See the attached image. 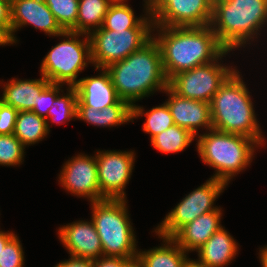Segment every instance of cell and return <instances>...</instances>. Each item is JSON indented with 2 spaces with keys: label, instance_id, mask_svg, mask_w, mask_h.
I'll list each match as a JSON object with an SVG mask.
<instances>
[{
  "label": "cell",
  "instance_id": "6da1fadb",
  "mask_svg": "<svg viewBox=\"0 0 267 267\" xmlns=\"http://www.w3.org/2000/svg\"><path fill=\"white\" fill-rule=\"evenodd\" d=\"M159 28L158 43L163 70L168 81L176 74L215 61L226 49L217 40L210 25L202 27Z\"/></svg>",
  "mask_w": 267,
  "mask_h": 267
},
{
  "label": "cell",
  "instance_id": "7a4b0ae2",
  "mask_svg": "<svg viewBox=\"0 0 267 267\" xmlns=\"http://www.w3.org/2000/svg\"><path fill=\"white\" fill-rule=\"evenodd\" d=\"M106 69L119 98L131 106L154 91L163 92L168 87L160 47L154 38L140 50Z\"/></svg>",
  "mask_w": 267,
  "mask_h": 267
},
{
  "label": "cell",
  "instance_id": "3957f363",
  "mask_svg": "<svg viewBox=\"0 0 267 267\" xmlns=\"http://www.w3.org/2000/svg\"><path fill=\"white\" fill-rule=\"evenodd\" d=\"M210 110L212 129L255 139L260 146L264 144L249 91L238 70L215 93Z\"/></svg>",
  "mask_w": 267,
  "mask_h": 267
},
{
  "label": "cell",
  "instance_id": "277c9868",
  "mask_svg": "<svg viewBox=\"0 0 267 267\" xmlns=\"http://www.w3.org/2000/svg\"><path fill=\"white\" fill-rule=\"evenodd\" d=\"M265 22L267 0H213L210 27L226 50L243 47Z\"/></svg>",
  "mask_w": 267,
  "mask_h": 267
},
{
  "label": "cell",
  "instance_id": "5b68a950",
  "mask_svg": "<svg viewBox=\"0 0 267 267\" xmlns=\"http://www.w3.org/2000/svg\"><path fill=\"white\" fill-rule=\"evenodd\" d=\"M198 135L197 151L202 161L217 172L211 178L228 185L229 180L252 162L254 147L260 144L252 138L210 129Z\"/></svg>",
  "mask_w": 267,
  "mask_h": 267
},
{
  "label": "cell",
  "instance_id": "8992f818",
  "mask_svg": "<svg viewBox=\"0 0 267 267\" xmlns=\"http://www.w3.org/2000/svg\"><path fill=\"white\" fill-rule=\"evenodd\" d=\"M124 199L91 202L92 222L100 237L103 256L136 259V239Z\"/></svg>",
  "mask_w": 267,
  "mask_h": 267
},
{
  "label": "cell",
  "instance_id": "52a82bcc",
  "mask_svg": "<svg viewBox=\"0 0 267 267\" xmlns=\"http://www.w3.org/2000/svg\"><path fill=\"white\" fill-rule=\"evenodd\" d=\"M84 35L86 38L79 40ZM62 36L67 39L54 46L42 60L41 76L50 83L74 87L79 81L76 80L79 72L92 63L90 38L85 33L72 31H65Z\"/></svg>",
  "mask_w": 267,
  "mask_h": 267
},
{
  "label": "cell",
  "instance_id": "ba28073f",
  "mask_svg": "<svg viewBox=\"0 0 267 267\" xmlns=\"http://www.w3.org/2000/svg\"><path fill=\"white\" fill-rule=\"evenodd\" d=\"M151 30L152 28H132L113 31L103 27L92 30L89 34L91 59L96 70L107 68L140 50L153 38Z\"/></svg>",
  "mask_w": 267,
  "mask_h": 267
},
{
  "label": "cell",
  "instance_id": "9c48e42d",
  "mask_svg": "<svg viewBox=\"0 0 267 267\" xmlns=\"http://www.w3.org/2000/svg\"><path fill=\"white\" fill-rule=\"evenodd\" d=\"M230 50H225L215 61L174 75L168 87L178 96L210 104L220 86L236 70L218 63Z\"/></svg>",
  "mask_w": 267,
  "mask_h": 267
},
{
  "label": "cell",
  "instance_id": "30bf717a",
  "mask_svg": "<svg viewBox=\"0 0 267 267\" xmlns=\"http://www.w3.org/2000/svg\"><path fill=\"white\" fill-rule=\"evenodd\" d=\"M226 183L209 178L202 186L193 190L177 204L155 229L159 237L171 238L181 227L200 215L217 210L214 201L226 187Z\"/></svg>",
  "mask_w": 267,
  "mask_h": 267
},
{
  "label": "cell",
  "instance_id": "8fae6325",
  "mask_svg": "<svg viewBox=\"0 0 267 267\" xmlns=\"http://www.w3.org/2000/svg\"><path fill=\"white\" fill-rule=\"evenodd\" d=\"M135 155L132 151H99L96 154L98 183L105 199H124Z\"/></svg>",
  "mask_w": 267,
  "mask_h": 267
},
{
  "label": "cell",
  "instance_id": "7c38bea8",
  "mask_svg": "<svg viewBox=\"0 0 267 267\" xmlns=\"http://www.w3.org/2000/svg\"><path fill=\"white\" fill-rule=\"evenodd\" d=\"M59 180L62 187L75 196L87 197L91 202L105 199L99 189L96 156L79 154L68 160Z\"/></svg>",
  "mask_w": 267,
  "mask_h": 267
},
{
  "label": "cell",
  "instance_id": "4fadbf2b",
  "mask_svg": "<svg viewBox=\"0 0 267 267\" xmlns=\"http://www.w3.org/2000/svg\"><path fill=\"white\" fill-rule=\"evenodd\" d=\"M213 0H170L153 18L154 26L202 27L210 25Z\"/></svg>",
  "mask_w": 267,
  "mask_h": 267
},
{
  "label": "cell",
  "instance_id": "5bb4252c",
  "mask_svg": "<svg viewBox=\"0 0 267 267\" xmlns=\"http://www.w3.org/2000/svg\"><path fill=\"white\" fill-rule=\"evenodd\" d=\"M12 44L16 43L14 32L25 25L44 31L49 36H61L65 32L58 24L44 0H16L11 5Z\"/></svg>",
  "mask_w": 267,
  "mask_h": 267
},
{
  "label": "cell",
  "instance_id": "9a60e30c",
  "mask_svg": "<svg viewBox=\"0 0 267 267\" xmlns=\"http://www.w3.org/2000/svg\"><path fill=\"white\" fill-rule=\"evenodd\" d=\"M58 235L70 256L93 260L103 256L101 240L92 220L59 227Z\"/></svg>",
  "mask_w": 267,
  "mask_h": 267
},
{
  "label": "cell",
  "instance_id": "2e32d148",
  "mask_svg": "<svg viewBox=\"0 0 267 267\" xmlns=\"http://www.w3.org/2000/svg\"><path fill=\"white\" fill-rule=\"evenodd\" d=\"M169 94L165 102L170 109L175 125L187 129L197 137L198 129H212L210 104L178 96L169 87L164 90Z\"/></svg>",
  "mask_w": 267,
  "mask_h": 267
},
{
  "label": "cell",
  "instance_id": "e0dca14e",
  "mask_svg": "<svg viewBox=\"0 0 267 267\" xmlns=\"http://www.w3.org/2000/svg\"><path fill=\"white\" fill-rule=\"evenodd\" d=\"M102 73L95 77L79 79L74 86L77 91V106H90L95 110L112 104H129L121 100L106 68H101Z\"/></svg>",
  "mask_w": 267,
  "mask_h": 267
},
{
  "label": "cell",
  "instance_id": "ac0fdd59",
  "mask_svg": "<svg viewBox=\"0 0 267 267\" xmlns=\"http://www.w3.org/2000/svg\"><path fill=\"white\" fill-rule=\"evenodd\" d=\"M221 208L200 215L181 227L171 238L187 253L197 251L222 225Z\"/></svg>",
  "mask_w": 267,
  "mask_h": 267
},
{
  "label": "cell",
  "instance_id": "d6986e66",
  "mask_svg": "<svg viewBox=\"0 0 267 267\" xmlns=\"http://www.w3.org/2000/svg\"><path fill=\"white\" fill-rule=\"evenodd\" d=\"M50 84L42 76L40 79L17 80L12 79L4 85L2 98L6 105L18 111H31L37 104L38 95Z\"/></svg>",
  "mask_w": 267,
  "mask_h": 267
},
{
  "label": "cell",
  "instance_id": "ffe728a7",
  "mask_svg": "<svg viewBox=\"0 0 267 267\" xmlns=\"http://www.w3.org/2000/svg\"><path fill=\"white\" fill-rule=\"evenodd\" d=\"M238 244L233 237L221 227L198 250L199 262L208 267H223L235 258Z\"/></svg>",
  "mask_w": 267,
  "mask_h": 267
},
{
  "label": "cell",
  "instance_id": "44dd1931",
  "mask_svg": "<svg viewBox=\"0 0 267 267\" xmlns=\"http://www.w3.org/2000/svg\"><path fill=\"white\" fill-rule=\"evenodd\" d=\"M165 244L148 251H138L143 267H184L187 253L172 238L160 237Z\"/></svg>",
  "mask_w": 267,
  "mask_h": 267
},
{
  "label": "cell",
  "instance_id": "7402d4cb",
  "mask_svg": "<svg viewBox=\"0 0 267 267\" xmlns=\"http://www.w3.org/2000/svg\"><path fill=\"white\" fill-rule=\"evenodd\" d=\"M77 119L101 127H113L132 120V106L130 104H112L102 110L92 109L90 106H77Z\"/></svg>",
  "mask_w": 267,
  "mask_h": 267
},
{
  "label": "cell",
  "instance_id": "603a6c76",
  "mask_svg": "<svg viewBox=\"0 0 267 267\" xmlns=\"http://www.w3.org/2000/svg\"><path fill=\"white\" fill-rule=\"evenodd\" d=\"M146 17L137 18L134 11L125 2H112L105 15L102 27L107 30H127L132 28H153V18L147 13Z\"/></svg>",
  "mask_w": 267,
  "mask_h": 267
},
{
  "label": "cell",
  "instance_id": "cb8c5ba5",
  "mask_svg": "<svg viewBox=\"0 0 267 267\" xmlns=\"http://www.w3.org/2000/svg\"><path fill=\"white\" fill-rule=\"evenodd\" d=\"M111 3L112 0H79L76 32L89 35L91 30L101 28Z\"/></svg>",
  "mask_w": 267,
  "mask_h": 267
},
{
  "label": "cell",
  "instance_id": "d4e9b609",
  "mask_svg": "<svg viewBox=\"0 0 267 267\" xmlns=\"http://www.w3.org/2000/svg\"><path fill=\"white\" fill-rule=\"evenodd\" d=\"M49 134L46 119L31 111H19L14 135L26 147L42 141Z\"/></svg>",
  "mask_w": 267,
  "mask_h": 267
},
{
  "label": "cell",
  "instance_id": "484cf974",
  "mask_svg": "<svg viewBox=\"0 0 267 267\" xmlns=\"http://www.w3.org/2000/svg\"><path fill=\"white\" fill-rule=\"evenodd\" d=\"M195 136L187 129L173 125L154 136L151 144L162 153H176L184 151L194 140Z\"/></svg>",
  "mask_w": 267,
  "mask_h": 267
},
{
  "label": "cell",
  "instance_id": "4316f807",
  "mask_svg": "<svg viewBox=\"0 0 267 267\" xmlns=\"http://www.w3.org/2000/svg\"><path fill=\"white\" fill-rule=\"evenodd\" d=\"M143 111V107L134 104L132 106V119L145 114L147 118L143 124V131L150 134L151 139L174 125L173 117L166 103L153 107L149 112L144 113Z\"/></svg>",
  "mask_w": 267,
  "mask_h": 267
},
{
  "label": "cell",
  "instance_id": "83f0119b",
  "mask_svg": "<svg viewBox=\"0 0 267 267\" xmlns=\"http://www.w3.org/2000/svg\"><path fill=\"white\" fill-rule=\"evenodd\" d=\"M67 94L59 96L58 94L48 111L46 118L47 129H49L48 119L50 118L52 123L62 124L63 122L77 119V91L75 87H68Z\"/></svg>",
  "mask_w": 267,
  "mask_h": 267
},
{
  "label": "cell",
  "instance_id": "f1b7e54d",
  "mask_svg": "<svg viewBox=\"0 0 267 267\" xmlns=\"http://www.w3.org/2000/svg\"><path fill=\"white\" fill-rule=\"evenodd\" d=\"M64 31L76 32L79 0H44Z\"/></svg>",
  "mask_w": 267,
  "mask_h": 267
},
{
  "label": "cell",
  "instance_id": "f546056e",
  "mask_svg": "<svg viewBox=\"0 0 267 267\" xmlns=\"http://www.w3.org/2000/svg\"><path fill=\"white\" fill-rule=\"evenodd\" d=\"M25 146L14 134L0 135V165L15 166L21 164Z\"/></svg>",
  "mask_w": 267,
  "mask_h": 267
},
{
  "label": "cell",
  "instance_id": "4dcf8cb0",
  "mask_svg": "<svg viewBox=\"0 0 267 267\" xmlns=\"http://www.w3.org/2000/svg\"><path fill=\"white\" fill-rule=\"evenodd\" d=\"M24 252L19 238L15 235L0 254V267H23Z\"/></svg>",
  "mask_w": 267,
  "mask_h": 267
},
{
  "label": "cell",
  "instance_id": "1f68e13d",
  "mask_svg": "<svg viewBox=\"0 0 267 267\" xmlns=\"http://www.w3.org/2000/svg\"><path fill=\"white\" fill-rule=\"evenodd\" d=\"M62 84L50 83L39 95L37 104L33 107L31 112L36 113L38 116L46 119L48 111L52 106L56 96L60 93Z\"/></svg>",
  "mask_w": 267,
  "mask_h": 267
},
{
  "label": "cell",
  "instance_id": "d6a6232c",
  "mask_svg": "<svg viewBox=\"0 0 267 267\" xmlns=\"http://www.w3.org/2000/svg\"><path fill=\"white\" fill-rule=\"evenodd\" d=\"M18 112L0 100V135L14 134Z\"/></svg>",
  "mask_w": 267,
  "mask_h": 267
},
{
  "label": "cell",
  "instance_id": "836d02e7",
  "mask_svg": "<svg viewBox=\"0 0 267 267\" xmlns=\"http://www.w3.org/2000/svg\"><path fill=\"white\" fill-rule=\"evenodd\" d=\"M12 11L11 5L0 0V30L9 38L12 44Z\"/></svg>",
  "mask_w": 267,
  "mask_h": 267
},
{
  "label": "cell",
  "instance_id": "e575fe53",
  "mask_svg": "<svg viewBox=\"0 0 267 267\" xmlns=\"http://www.w3.org/2000/svg\"><path fill=\"white\" fill-rule=\"evenodd\" d=\"M133 259L122 257L102 256L94 260L93 267H125Z\"/></svg>",
  "mask_w": 267,
  "mask_h": 267
},
{
  "label": "cell",
  "instance_id": "d590c367",
  "mask_svg": "<svg viewBox=\"0 0 267 267\" xmlns=\"http://www.w3.org/2000/svg\"><path fill=\"white\" fill-rule=\"evenodd\" d=\"M69 260L58 263L54 267H93L94 260L70 256Z\"/></svg>",
  "mask_w": 267,
  "mask_h": 267
},
{
  "label": "cell",
  "instance_id": "8d00e7d4",
  "mask_svg": "<svg viewBox=\"0 0 267 267\" xmlns=\"http://www.w3.org/2000/svg\"><path fill=\"white\" fill-rule=\"evenodd\" d=\"M169 2L170 0H148L146 13L154 18Z\"/></svg>",
  "mask_w": 267,
  "mask_h": 267
},
{
  "label": "cell",
  "instance_id": "74e56055",
  "mask_svg": "<svg viewBox=\"0 0 267 267\" xmlns=\"http://www.w3.org/2000/svg\"><path fill=\"white\" fill-rule=\"evenodd\" d=\"M15 236L13 232L0 231V254L6 244Z\"/></svg>",
  "mask_w": 267,
  "mask_h": 267
},
{
  "label": "cell",
  "instance_id": "f35d334b",
  "mask_svg": "<svg viewBox=\"0 0 267 267\" xmlns=\"http://www.w3.org/2000/svg\"><path fill=\"white\" fill-rule=\"evenodd\" d=\"M260 263L262 264V267H267V245L264 248H261L260 250Z\"/></svg>",
  "mask_w": 267,
  "mask_h": 267
},
{
  "label": "cell",
  "instance_id": "ab89813d",
  "mask_svg": "<svg viewBox=\"0 0 267 267\" xmlns=\"http://www.w3.org/2000/svg\"><path fill=\"white\" fill-rule=\"evenodd\" d=\"M184 267H208V266L200 263L198 260L194 261L188 258Z\"/></svg>",
  "mask_w": 267,
  "mask_h": 267
},
{
  "label": "cell",
  "instance_id": "60d3db41",
  "mask_svg": "<svg viewBox=\"0 0 267 267\" xmlns=\"http://www.w3.org/2000/svg\"><path fill=\"white\" fill-rule=\"evenodd\" d=\"M11 44L9 38L0 30V45Z\"/></svg>",
  "mask_w": 267,
  "mask_h": 267
},
{
  "label": "cell",
  "instance_id": "b9f144b4",
  "mask_svg": "<svg viewBox=\"0 0 267 267\" xmlns=\"http://www.w3.org/2000/svg\"><path fill=\"white\" fill-rule=\"evenodd\" d=\"M125 267H143L138 258L131 260Z\"/></svg>",
  "mask_w": 267,
  "mask_h": 267
},
{
  "label": "cell",
  "instance_id": "7bdbcfd3",
  "mask_svg": "<svg viewBox=\"0 0 267 267\" xmlns=\"http://www.w3.org/2000/svg\"><path fill=\"white\" fill-rule=\"evenodd\" d=\"M2 1H5L8 4L12 5L16 0H2Z\"/></svg>",
  "mask_w": 267,
  "mask_h": 267
},
{
  "label": "cell",
  "instance_id": "ee69618b",
  "mask_svg": "<svg viewBox=\"0 0 267 267\" xmlns=\"http://www.w3.org/2000/svg\"><path fill=\"white\" fill-rule=\"evenodd\" d=\"M127 0H112V2H126Z\"/></svg>",
  "mask_w": 267,
  "mask_h": 267
}]
</instances>
